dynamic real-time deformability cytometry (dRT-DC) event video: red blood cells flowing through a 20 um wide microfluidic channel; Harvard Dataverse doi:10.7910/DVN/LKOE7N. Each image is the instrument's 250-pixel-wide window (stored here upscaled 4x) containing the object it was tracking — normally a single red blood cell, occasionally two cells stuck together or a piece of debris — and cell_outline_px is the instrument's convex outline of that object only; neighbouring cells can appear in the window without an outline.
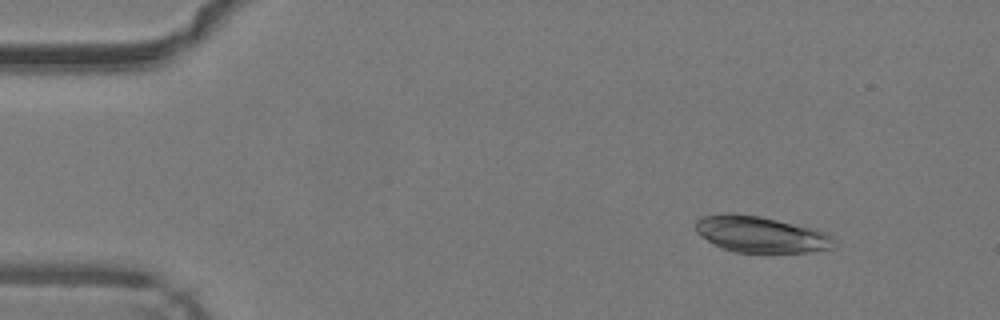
{"species": "common noctule bat (a hibernating species)", "species_latin": "Nyctalus noctula", "temperature_condition": "warm", "stored_images_in_passage": 11, "camera_frame_rate_fps": 3000, "um_per_image_px": 0.085, "animal": {"sex": "male", "body_mass_g": 19.2, "forearm_length_mm": 51.8}, "frame": {"image": 1, "passage_image": 5, "time_ms": 1.333, "image_size_px": [1000, 320], "cell_outline_px": [[836, 248], [808, 252], [732, 252], [720, 248], [696, 232], [696, 220], [704, 216], [724, 212], [736, 212], [760, 216], [816, 228], [832, 236], [836, 240]], "centroid_in_image_um": [64.69, 19.91], "position_along_channel_um": 20.3, "area_um2": 29.71}}